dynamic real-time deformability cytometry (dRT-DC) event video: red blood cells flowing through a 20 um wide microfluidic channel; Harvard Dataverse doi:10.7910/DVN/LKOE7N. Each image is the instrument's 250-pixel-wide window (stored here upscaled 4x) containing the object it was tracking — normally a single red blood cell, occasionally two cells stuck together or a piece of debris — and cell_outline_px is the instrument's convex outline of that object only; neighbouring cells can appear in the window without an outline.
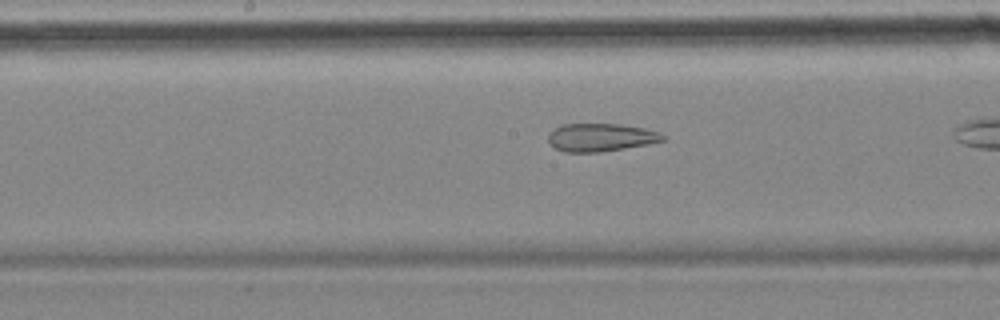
{"species": "common noctule bat (a hibernating species)", "species_latin": "Nyctalus noctula", "temperature_condition": "cold", "stored_images_in_passage": 20, "camera_frame_rate_fps": 3000, "um_per_image_px": 0.085, "animal": {"sex": "female", "body_mass_g": 18.4}, "frame": {"image": 1, "passage_image": 15, "time_ms": 4.667, "image_size_px": [1000, 320], "cell_outline_px": [[664, 140], [648, 144], [600, 152], [564, 152], [556, 148], [548, 140], [548, 136], [560, 124], [620, 124], [644, 128], [660, 132], [664, 136]], "centroid_in_image_um": [51.07, 11.67], "position_along_channel_um": 197.1, "area_um2": 18.5}}